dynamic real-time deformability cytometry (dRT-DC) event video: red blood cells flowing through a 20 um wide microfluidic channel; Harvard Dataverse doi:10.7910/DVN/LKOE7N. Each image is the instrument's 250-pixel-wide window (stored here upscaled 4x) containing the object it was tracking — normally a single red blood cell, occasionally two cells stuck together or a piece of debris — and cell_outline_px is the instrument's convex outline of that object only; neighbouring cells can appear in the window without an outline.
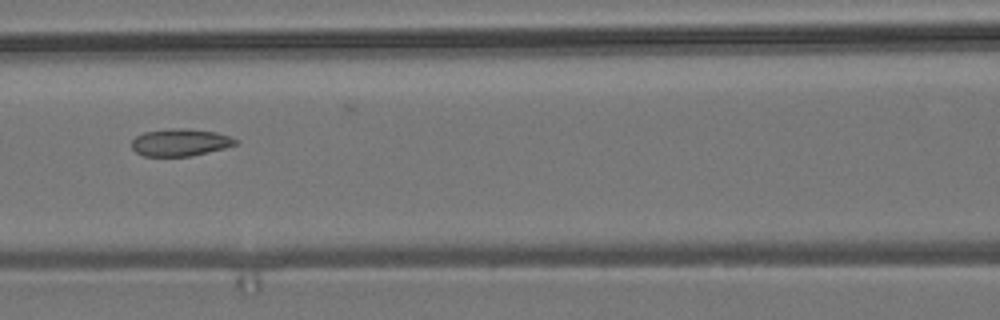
{"species": "common noctule bat (a hibernating species)", "species_latin": "Nyctalus noctula", "temperature_condition": "room temperature", "stored_images_in_passage": 6, "camera_frame_rate_fps": 3000, "um_per_image_px": 0.085, "animal": {"sex": "male", "body_mass_g": 19.2, "forearm_length_mm": 51.8}, "frame": {"image": 1, "passage_image": 4, "time_ms": 3.667, "image_size_px": [1000, 320], "cell_outline_px": [[240, 140], [236, 144], [224, 148], [192, 156], [144, 156], [136, 152], [132, 148], [132, 140], [136, 136], [144, 132], [168, 128], [184, 128], [216, 132]], "centroid_in_image_um": [15.31, 12.1], "position_along_channel_um": 151.3, "area_um2": 16.53}}
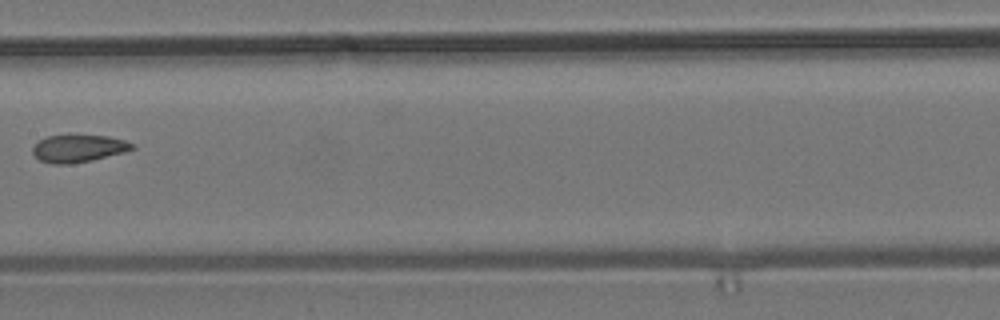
{"frame": {"image": 2, "passage_image": 5, "time_ms": 5.0, "image_size_px": [1000, 320], "cell_outline_px": [[136, 148], [124, 152], [92, 160], [72, 164], [52, 164], [40, 160], [32, 152], [32, 148], [40, 140], [48, 136], [108, 136], [124, 140], [136, 144]], "centroid_in_image_um": [6.7, 12.63], "position_along_channel_um": 200.7, "area_um2": 15.72}}
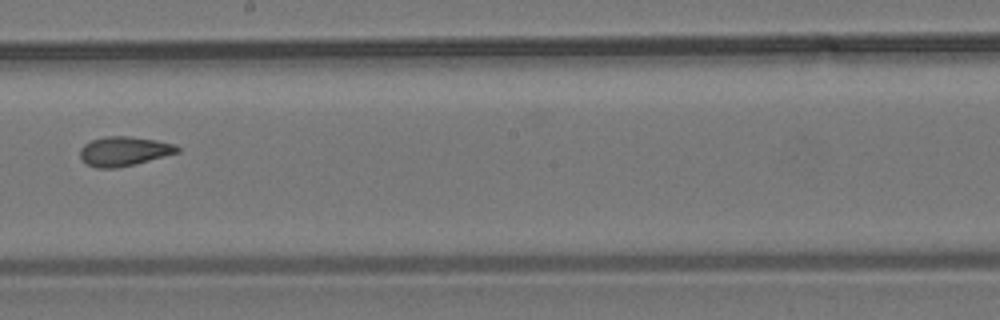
{"frame": {"image": 3, "passage_image": 6, "time_ms": 6.0, "image_size_px": [1000, 320], "cell_outline_px": [[180, 152], [136, 164], [116, 168], [96, 168], [84, 164], [80, 156], [80, 148], [84, 144], [92, 140], [104, 136], [128, 136], [156, 140], [176, 144], [180, 148]], "centroid_in_image_um": [10.53, 12.86], "position_along_channel_um": 237.7, "area_um2": 16.88}}